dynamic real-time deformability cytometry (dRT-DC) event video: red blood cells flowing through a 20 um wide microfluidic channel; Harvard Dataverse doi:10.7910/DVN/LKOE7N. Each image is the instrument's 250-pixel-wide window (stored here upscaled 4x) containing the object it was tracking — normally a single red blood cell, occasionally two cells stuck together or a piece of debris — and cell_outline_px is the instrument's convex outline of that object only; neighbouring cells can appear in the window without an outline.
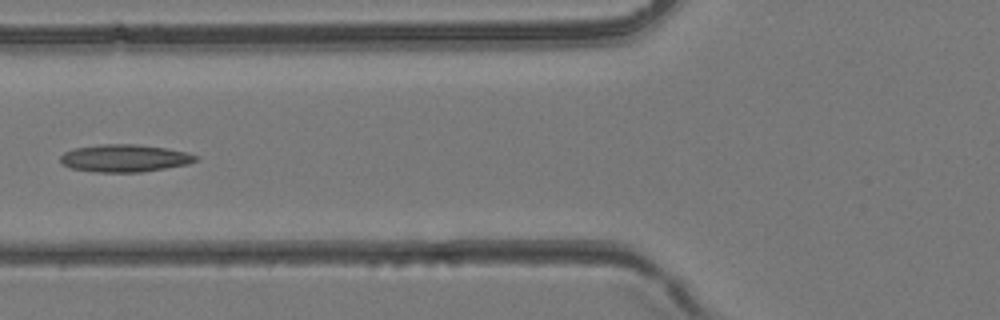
{"species": "common noctule bat (a hibernating species)", "species_latin": "Nyctalus noctula", "temperature_condition": "room temperature", "stored_images_in_passage": 17, "camera_frame_rate_fps": 3000, "um_per_image_px": 0.085, "animal": {"sex": "female", "body_mass_g": 24.6, "forearm_length_mm": 56.2}, "frame": {"image": 1, "passage_image": 8, "time_ms": 2.333, "image_size_px": [1000, 320], "cell_outline_px": [[200, 156], [196, 160], [188, 164], [140, 172], [92, 172], [68, 168], [60, 164], [60, 156], [64, 152], [76, 148], [100, 144], [136, 144], [168, 148]], "centroid_in_image_um": [10.54, 13.45], "position_along_channel_um": 115.3, "area_um2": 21.79}}
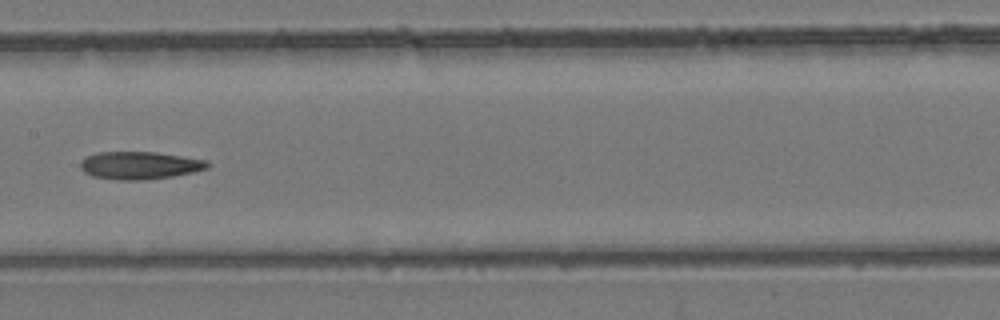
{"frame": {"image": 2, "passage_image": 13, "time_ms": 4.0, "image_size_px": [1000, 320], "cell_outline_px": [[212, 164], [208, 168], [192, 172], [172, 176], [148, 180], [116, 180], [92, 176], [84, 172], [80, 168], [80, 160], [88, 156], [100, 152], [156, 152], [208, 160]], "centroid_in_image_um": [11.89, 14.06], "position_along_channel_um": 195.5, "area_um2": 20.63}}
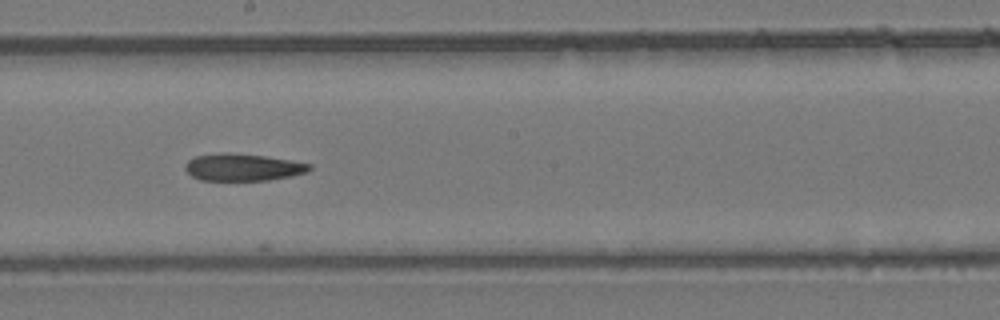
{"frame": {"image": 3, "passage_image": 15, "time_ms": 4.667, "image_size_px": [1000, 320], "cell_outline_px": [[312, 168], [308, 172], [292, 176], [268, 180], [200, 180], [192, 176], [184, 168], [184, 164], [188, 160], [196, 156], [224, 152], [228, 152], [264, 156], [292, 160], [312, 164]], "centroid_in_image_um": [20.66, 14.21], "position_along_channel_um": 227.5, "area_um2": 19.77}}